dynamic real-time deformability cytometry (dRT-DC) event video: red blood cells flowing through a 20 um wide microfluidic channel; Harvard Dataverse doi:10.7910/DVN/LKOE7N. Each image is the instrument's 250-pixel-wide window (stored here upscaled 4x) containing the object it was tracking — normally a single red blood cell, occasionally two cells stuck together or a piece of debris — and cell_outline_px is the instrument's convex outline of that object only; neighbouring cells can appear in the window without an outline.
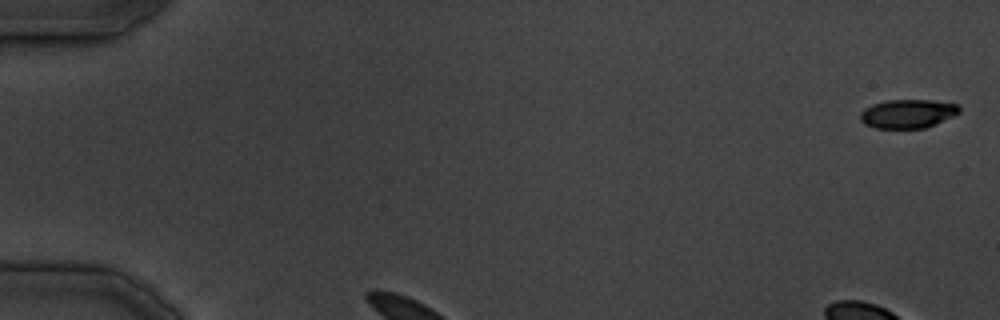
{"species": "common noctule bat (a hibernating species)", "species_latin": "Nyctalus noctula", "temperature_condition": "cold", "stored_images_in_passage": 24, "camera_frame_rate_fps": 3000, "um_per_image_px": 0.085, "animal": {"sex": "male", "body_mass_g": 19.5, "forearm_length_mm": 54.6}, "frame": {"image": 1, "passage_image": 1, "time_ms": 0.0, "image_size_px": [1000, 320], "cell_outline_px": [[960, 112], [952, 116], [924, 128], [876, 128], [864, 124], [860, 120], [860, 112], [864, 108], [872, 104], [888, 100], [932, 100], [960, 104]], "centroid_in_image_um": [77.14, 9.65], "position_along_channel_um": 7.9, "area_um2": 16.59}}
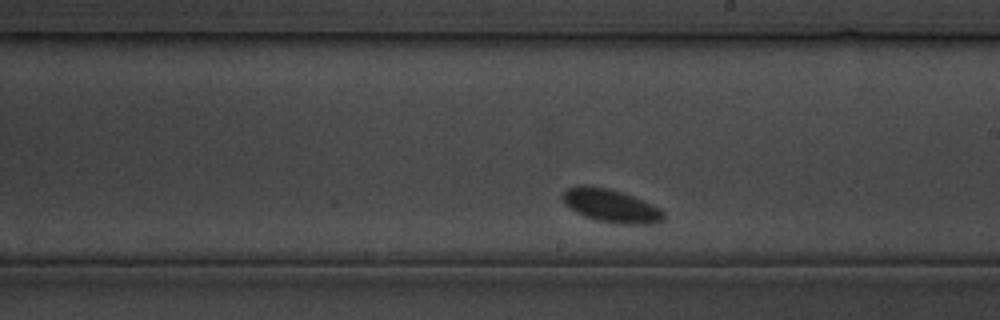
{"frame": {"image": 2, "passage_image": 14, "time_ms": 16.333, "image_size_px": [1000, 320], "cell_outline_px": [[664, 220], [652, 224], [616, 224], [596, 220], [584, 216], [576, 212], [564, 204], [560, 196], [568, 188], [580, 184], [584, 184], [608, 188], [632, 196], [664, 212]], "centroid_in_image_um": [51.85, 17.49], "position_along_channel_um": 237.1, "area_um2": 19.42}}